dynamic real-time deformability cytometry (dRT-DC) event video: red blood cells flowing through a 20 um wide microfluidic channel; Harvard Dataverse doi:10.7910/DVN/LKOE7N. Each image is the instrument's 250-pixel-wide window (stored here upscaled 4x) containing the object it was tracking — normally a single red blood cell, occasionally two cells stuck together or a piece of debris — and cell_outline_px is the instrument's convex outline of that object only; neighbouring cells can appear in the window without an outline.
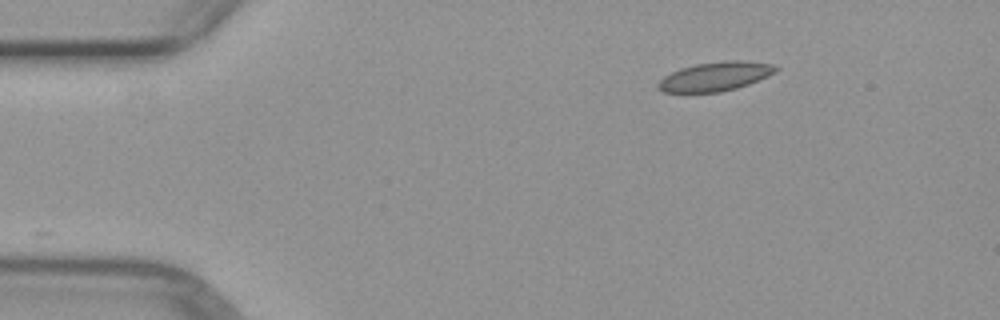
{"species": "common noctule bat (a hibernating species)", "species_latin": "Nyctalus noctula", "temperature_condition": "warm", "stored_images_in_passage": 3, "camera_frame_rate_fps": 3000, "um_per_image_px": 0.085, "animal": {"sex": "female", "body_mass_g": 29.2, "forearm_length_mm": 56.3}, "frame": {"image": 1, "passage_image": 1, "time_ms": 0.0, "image_size_px": [1000, 320], "cell_outline_px": [[780, 68], [776, 72], [768, 76], [748, 84], [736, 88], [720, 92], [664, 92], [656, 88], [656, 84], [664, 76], [680, 68], [696, 64], [728, 60], [744, 60], [772, 64]], "centroid_in_image_um": [60.8, 6.49], "position_along_channel_um": 24.2, "area_um2": 19.94}}